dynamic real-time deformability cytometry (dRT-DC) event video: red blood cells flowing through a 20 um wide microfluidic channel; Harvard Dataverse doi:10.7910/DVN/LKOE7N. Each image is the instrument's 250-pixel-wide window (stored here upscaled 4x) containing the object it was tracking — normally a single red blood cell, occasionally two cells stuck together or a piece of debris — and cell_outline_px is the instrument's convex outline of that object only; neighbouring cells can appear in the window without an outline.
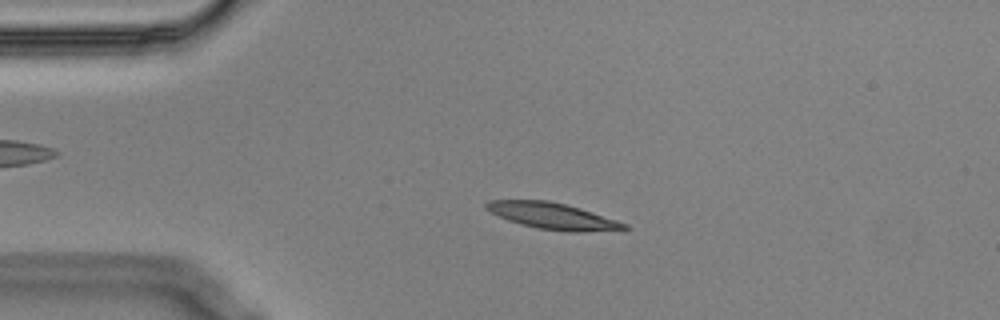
{"species": "Egyptian fruit bat (a non-hibernating species)", "species_latin": "Rousettus aegyptiacus", "temperature_condition": "cold", "stored_images_in_passage": 56, "camera_frame_rate_fps": 3000, "um_per_image_px": 0.085, "animal": {"sex": "male"}, "frame": {"image": 1, "passage_image": 12, "time_ms": 3.667, "image_size_px": [1000, 320], "cell_outline_px": [[632, 228], [624, 232], [568, 232], [536, 228], [520, 224], [508, 220], [484, 208], [484, 204], [488, 200], [548, 200], [580, 208], [628, 224]], "centroid_in_image_um": [47.1, 18.39], "position_along_channel_um": 37.9, "area_um2": 21.68}}
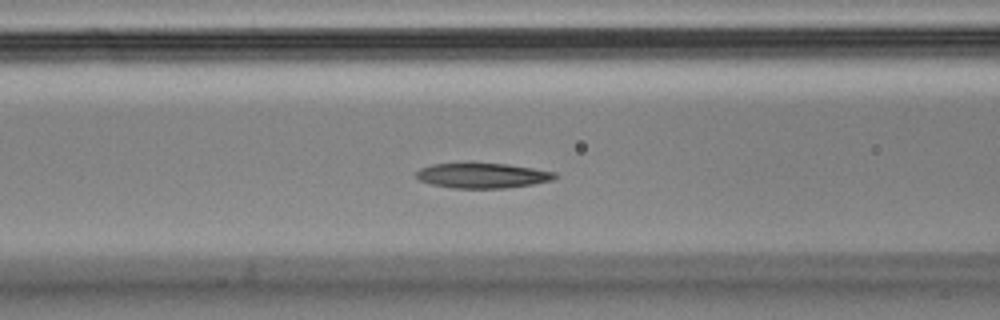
{"frame": {"image": 2, "passage_image": 22, "time_ms": 7.0, "image_size_px": [1000, 320], "cell_outline_px": [[556, 176], [552, 180], [532, 184], [508, 188], [452, 188], [432, 184], [420, 180], [416, 176], [416, 172], [420, 168], [432, 164], [468, 160], [508, 164], [556, 172]], "centroid_in_image_um": [40.95, 14.87], "position_along_channel_um": 125.6, "area_um2": 21.04}}
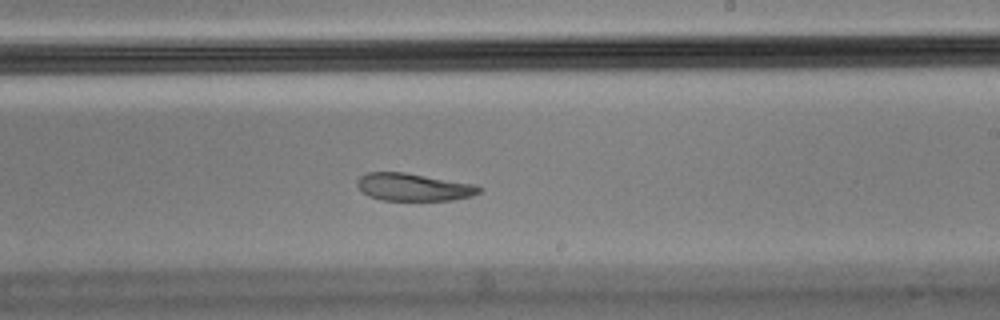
{"frame": {"image": 3, "passage_image": 33, "time_ms": 10.667, "image_size_px": [1000, 320], "cell_outline_px": [[480, 192], [472, 196], [456, 200], [380, 200], [368, 196], [356, 184], [356, 180], [360, 176], [368, 172], [404, 172], [476, 184], [480, 188]], "centroid_in_image_um": [35.15, 15.9], "position_along_channel_um": 253.8, "area_um2": 19.65}, "authors_computed_cell_mechanics": {"area_um2": 21.0103, "velocity_mm_per_s": 3.5088, "shape_relaxation_time_tau1_ms": null, "shape_relaxation_time_tau2_ms": 4.9347, "deformation_change_tau1": null, "deformation_change_tau2": 0.1017}}